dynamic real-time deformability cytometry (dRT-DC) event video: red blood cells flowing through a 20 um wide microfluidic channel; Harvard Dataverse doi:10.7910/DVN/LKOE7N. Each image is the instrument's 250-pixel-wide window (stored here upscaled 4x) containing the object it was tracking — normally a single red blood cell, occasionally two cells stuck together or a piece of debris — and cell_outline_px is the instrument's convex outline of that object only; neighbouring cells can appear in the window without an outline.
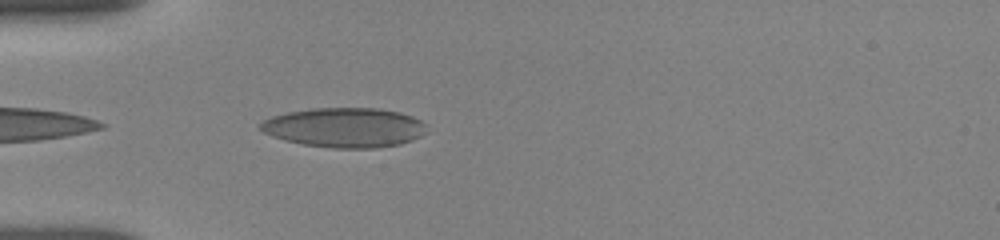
{"species": "human", "species_latin": "Homo sapiens", "temperature_condition": "room temperature", "stored_images_in_passage": 7, "camera_frame_rate_fps": 3000, "um_per_image_px": 0.085, "donor": {"sex": "female"}, "frame": {"image": 1, "passage_image": 7, "time_ms": 4.333, "image_size_px": [1000, 240], "cell_outline_px": [[428, 124], [424, 132], [420, 136], [412, 140], [400, 144], [376, 148], [332, 148], [304, 144], [284, 140], [272, 136], [264, 132], [260, 128], [260, 124], [264, 120], [272, 116], [288, 112], [312, 108], [380, 108], [400, 112], [412, 116]], "centroid_in_image_um": [29.32, 10.83], "position_along_channel_um": 55.7, "area_um2": 38.44}}